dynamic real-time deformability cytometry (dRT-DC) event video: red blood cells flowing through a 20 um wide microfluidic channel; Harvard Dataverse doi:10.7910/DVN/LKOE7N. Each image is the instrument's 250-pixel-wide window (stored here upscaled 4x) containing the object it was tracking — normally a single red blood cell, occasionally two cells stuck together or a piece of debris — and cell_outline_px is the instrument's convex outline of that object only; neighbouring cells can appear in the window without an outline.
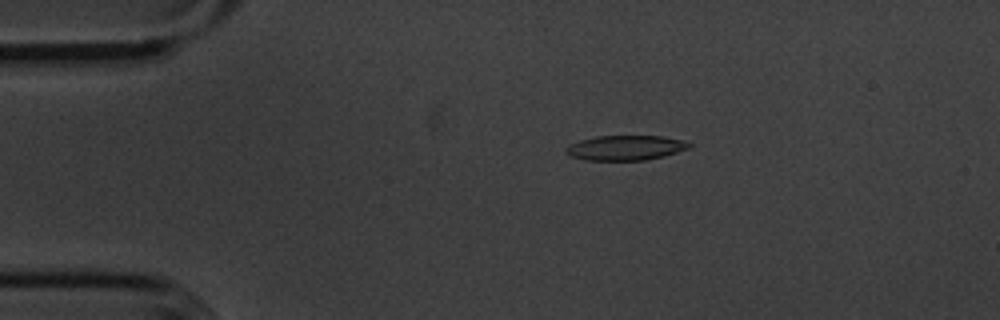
{"species": "common noctule bat (a hibernating species)", "species_latin": "Nyctalus noctula", "temperature_condition": "cold", "stored_images_in_passage": 56, "camera_frame_rate_fps": 3000, "um_per_image_px": 0.085, "animal": {"sex": "male", "body_mass_g": 20.1, "forearm_length_mm": 53.5}, "frame": {"image": 1, "passage_image": 11, "time_ms": 3.333, "image_size_px": [1000, 320], "cell_outline_px": [[692, 144], [688, 148], [664, 156], [644, 160], [584, 160], [568, 156], [564, 148], [568, 144], [580, 140], [596, 136], [664, 136], [680, 140]], "centroid_in_image_um": [53.09, 12.56], "position_along_channel_um": 31.9, "area_um2": 17.86}}
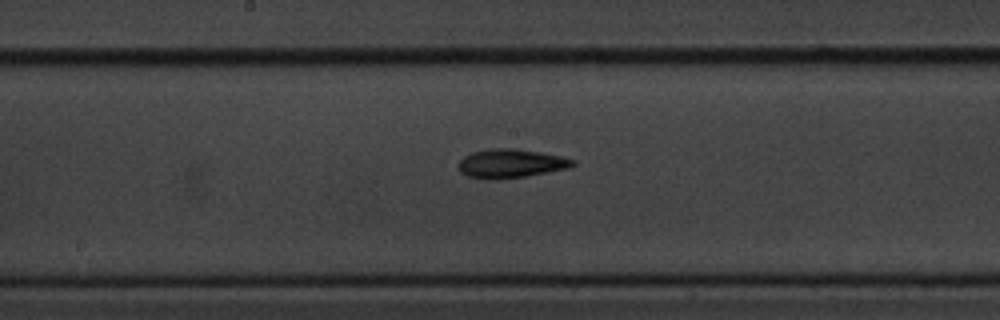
{"frame": {"image": 2, "passage_image": 29, "time_ms": 9.333, "image_size_px": [1000, 320], "cell_outline_px": [[576, 164], [568, 168], [524, 176], [496, 180], [468, 176], [460, 172], [456, 164], [464, 156], [472, 152], [492, 148], [516, 148], [540, 152], [560, 156], [576, 160]], "centroid_in_image_um": [43.39, 13.89], "position_along_channel_um": 204.8, "area_um2": 19.19}}
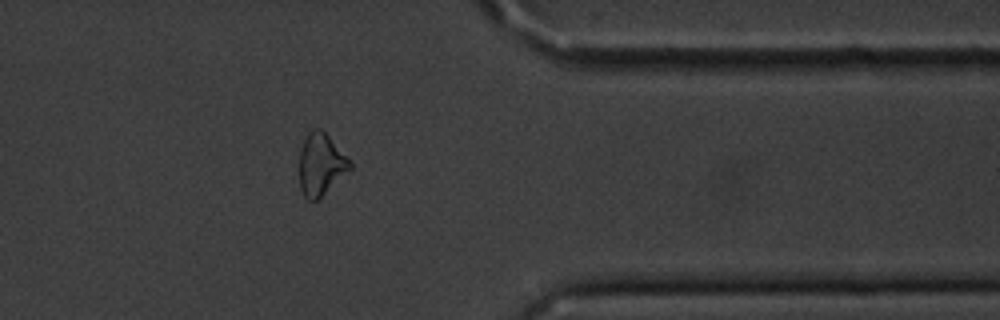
{"frame": {"image": 3, "passage_image": 45, "time_ms": 14.667, "image_size_px": [1000, 320], "cell_outline_px": [[352, 168], [316, 200], [308, 200], [304, 196], [300, 188], [300, 148], [308, 132], [316, 128], [320, 128], [328, 136], [352, 164]], "centroid_in_image_um": [27.25, 13.97], "position_along_channel_um": 384.2, "area_um2": 17.74}, "authors_computed_cell_mechanics": {"area_um2": 18.5538, "velocity_mm_per_s": 3.6102, "shape_relaxation_time_tau1_ms": 4.2222, "shape_relaxation_time_tau2_ms": 8.9524, "deformation_change_tau1": 0.1221, "deformation_change_tau2": 0.217}}